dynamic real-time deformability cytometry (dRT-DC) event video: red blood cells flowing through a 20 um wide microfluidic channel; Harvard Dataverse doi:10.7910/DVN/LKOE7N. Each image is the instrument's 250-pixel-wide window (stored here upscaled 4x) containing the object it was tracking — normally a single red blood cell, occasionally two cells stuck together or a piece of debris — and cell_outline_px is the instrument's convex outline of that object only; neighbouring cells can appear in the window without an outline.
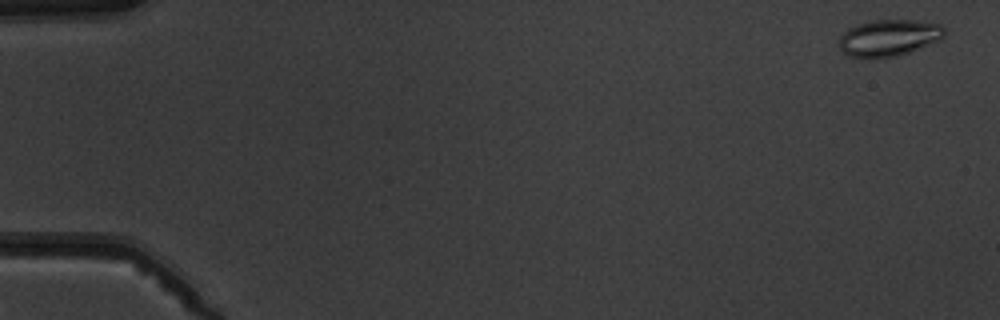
{"species": "common noctule bat (a hibernating species)", "species_latin": "Nyctalus noctula", "temperature_condition": "warm", "stored_images_in_passage": 9, "camera_frame_rate_fps": 3000, "um_per_image_px": 0.085, "animal": {"sex": "male", "body_mass_g": 19.5, "forearm_length_mm": 54.6}, "frame": {"image": 1, "passage_image": 1, "time_ms": 0.0, "image_size_px": [1000, 320], "cell_outline_px": [[944, 36], [940, 40], [908, 52], [896, 56], [848, 56], [840, 48], [836, 40], [848, 28], [856, 24], [872, 20], [916, 20], [940, 24], [944, 28]], "centroid_in_image_um": [75.53, 3.18], "position_along_channel_um": 9.5, "area_um2": 22.2}}
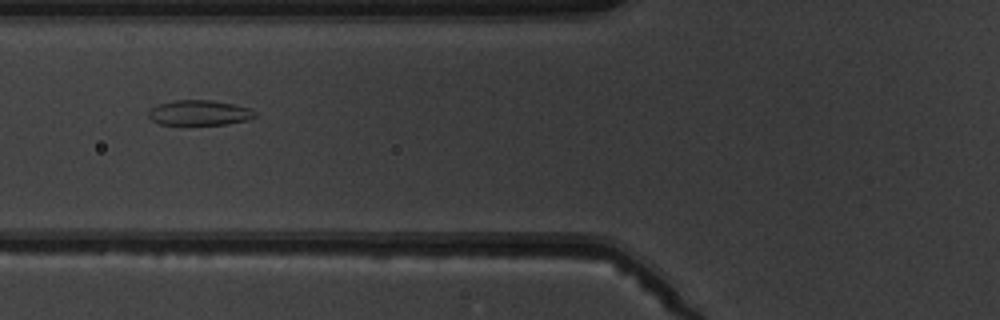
{"frame": {"image": 2, "passage_image": 7, "time_ms": 6.667, "image_size_px": [1000, 320], "cell_outline_px": [[256, 116], [248, 120], [228, 124], [160, 124], [152, 120], [148, 116], [148, 112], [152, 108], [160, 104], [176, 100], [212, 100], [232, 104], [248, 108], [256, 112]], "centroid_in_image_um": [16.96, 9.59], "position_along_channel_um": 108.8, "area_um2": 15.37}}
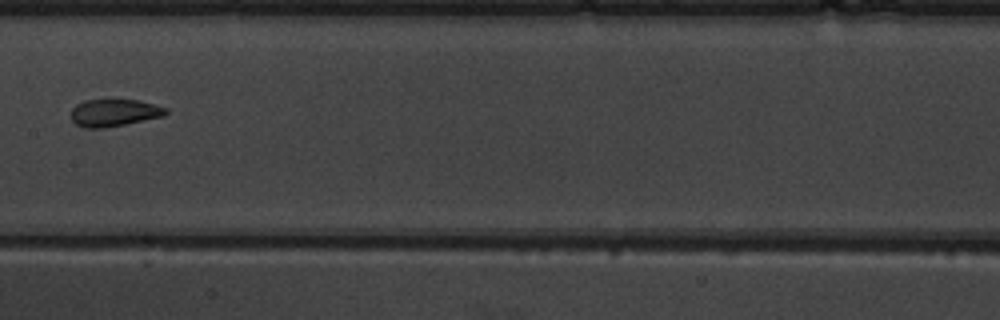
{"frame": {"image": 3, "passage_image": 9, "time_ms": 9.0, "image_size_px": [1000, 320], "cell_outline_px": [[168, 112], [164, 116], [104, 128], [84, 128], [76, 124], [72, 120], [72, 108], [76, 104], [84, 100], [108, 96], [112, 96], [140, 100], [168, 108]], "centroid_in_image_um": [9.7, 9.51], "position_along_channel_um": 197.7, "area_um2": 15.9}}